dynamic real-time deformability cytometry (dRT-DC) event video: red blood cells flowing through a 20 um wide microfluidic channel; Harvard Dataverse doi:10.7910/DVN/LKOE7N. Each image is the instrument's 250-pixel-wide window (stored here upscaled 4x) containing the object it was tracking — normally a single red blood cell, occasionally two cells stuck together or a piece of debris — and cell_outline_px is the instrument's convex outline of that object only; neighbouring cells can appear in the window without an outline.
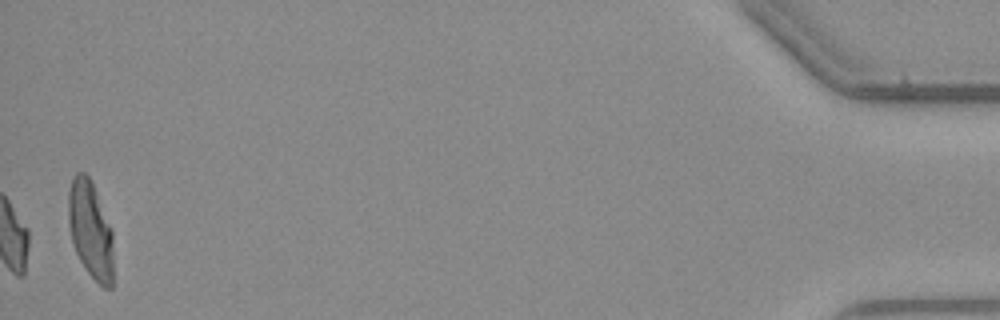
{"species": "common noctule bat (a hibernating species)", "species_latin": "Nyctalus noctula", "temperature_condition": "warm", "stored_images_in_passage": 53, "camera_frame_rate_fps": 3000, "um_per_image_px": 0.085, "animal": {"sex": "male", "body_mass_g": 23.1, "forearm_length_mm": 52.7}, "frame": {"image": 1, "passage_image": 53, "time_ms": 17.333, "image_size_px": [1000, 320], "cell_outline_px": [[112, 288], [104, 288], [88, 272], [80, 260], [72, 244], [68, 224], [68, 192], [72, 176], [76, 172], [84, 172], [88, 176], [92, 184], [112, 228]], "centroid_in_image_um": [7.67, 19.51], "position_along_channel_um": 427.5, "area_um2": 25.43}, "authors_computed_cell_mechanics": {"area_um2": 16.8776, "velocity_mm_per_s": 3.7866, "shape_relaxation_time_tau1_ms": 9.1728, "shape_relaxation_time_tau2_ms": 7.7905, "deformation_change_tau1": 0.238, "deformation_change_tau2": 0.1184}}